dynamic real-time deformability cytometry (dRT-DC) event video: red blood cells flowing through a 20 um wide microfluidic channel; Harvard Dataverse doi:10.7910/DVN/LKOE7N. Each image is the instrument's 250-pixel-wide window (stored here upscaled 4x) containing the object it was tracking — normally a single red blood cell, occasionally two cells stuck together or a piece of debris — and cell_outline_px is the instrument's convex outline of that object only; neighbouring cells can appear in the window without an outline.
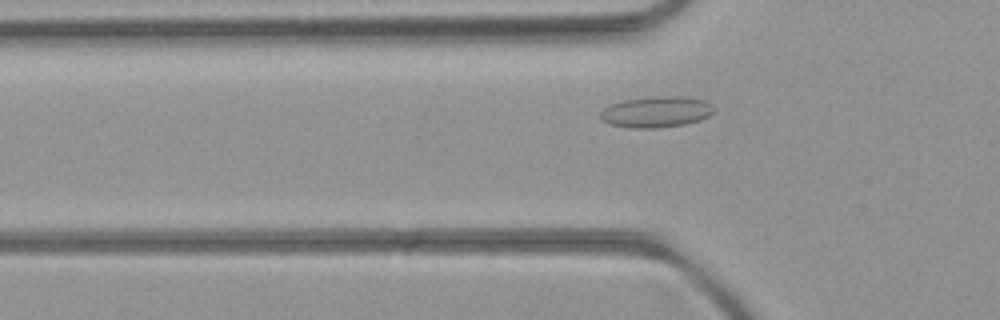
{"species": "common noctule bat (a hibernating species)", "species_latin": "Nyctalus noctula", "temperature_condition": "room temperature", "stored_images_in_passage": 38, "camera_frame_rate_fps": 3000, "um_per_image_px": 0.085, "animal": {"sex": "female", "body_mass_g": 21.9}, "frame": {"image": 1, "passage_image": 2, "time_ms": 0.333, "image_size_px": [1000, 320], "cell_outline_px": [[716, 108], [708, 116], [700, 120], [684, 124], [656, 128], [628, 128], [612, 124], [600, 120], [600, 112], [604, 108], [612, 104], [624, 100], [656, 96], [684, 96], [704, 100]], "centroid_in_image_um": [55.78, 9.51], "position_along_channel_um": 70.0, "area_um2": 20.52}}
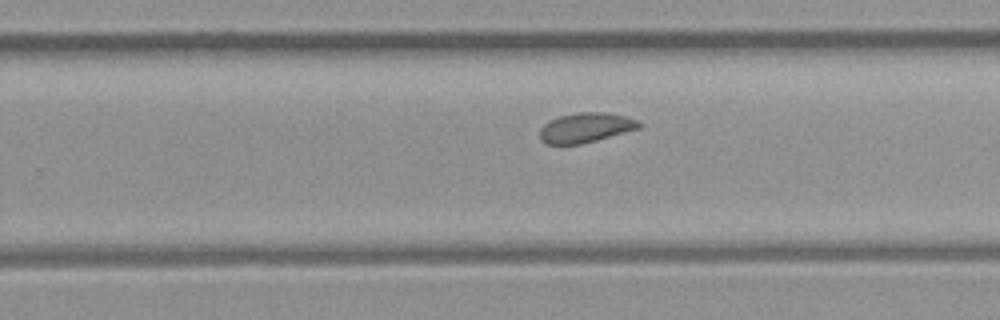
{"frame": {"image": 2, "passage_image": 18, "time_ms": 5.667, "image_size_px": [1000, 320], "cell_outline_px": [[640, 128], [596, 140], [580, 144], [544, 144], [540, 140], [540, 128], [548, 120], [560, 116], [576, 112], [608, 112], [640, 120]], "centroid_in_image_um": [49.76, 10.84], "position_along_channel_um": 280.0, "area_um2": 17.28}}
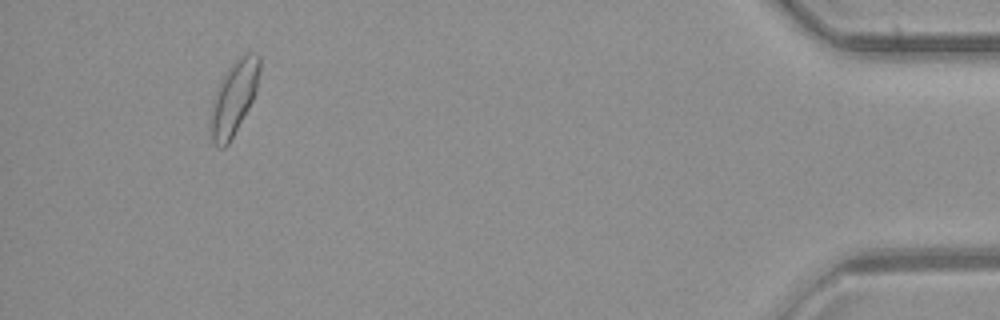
{"frame": {"image": 3, "passage_image": 34, "time_ms": 11.0, "image_size_px": [1000, 320], "cell_outline_px": [[260, 68], [256, 88], [252, 100], [248, 108], [228, 144], [224, 148], [220, 148], [212, 140], [208, 124], [208, 120], [212, 104], [220, 80], [224, 72], [236, 56], [248, 52], [260, 56]], "centroid_in_image_um": [19.84, 8.28], "position_along_channel_um": 415.4, "area_um2": 21.15}, "authors_computed_cell_mechanics": {"area_um2": 18.0047, "velocity_mm_per_s": 3.9265, "shape_relaxation_time_tau1_ms": null, "shape_relaxation_time_tau2_ms": 2.683, "deformation_change_tau1": null, "deformation_change_tau2": 0.0524}}